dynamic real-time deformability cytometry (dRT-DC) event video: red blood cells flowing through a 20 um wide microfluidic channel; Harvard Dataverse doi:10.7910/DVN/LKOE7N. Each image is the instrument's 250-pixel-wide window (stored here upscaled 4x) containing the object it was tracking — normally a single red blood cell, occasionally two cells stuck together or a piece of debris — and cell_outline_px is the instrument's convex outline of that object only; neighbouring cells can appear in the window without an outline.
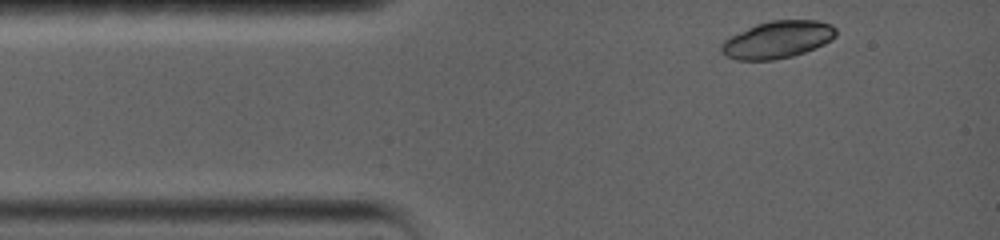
{"species": "common noctule bat (a hibernating species)", "species_latin": "Nyctalus noctula", "temperature_condition": "warm", "stored_images_in_passage": 3, "camera_frame_rate_fps": 5000, "um_per_image_px": 0.085, "animal": {"sex": "female", "body_mass_g": 19.0, "forearm_length_mm": 56.7}, "frame": {"image": 1, "passage_image": 1, "time_ms": 0.0, "image_size_px": [1000, 240], "cell_outline_px": [[836, 36], [832, 40], [824, 44], [804, 52], [792, 56], [772, 60], [736, 60], [720, 52], [720, 44], [728, 36], [756, 24], [772, 20], [816, 20], [832, 24], [836, 28]], "centroid_in_image_um": [66.07, 3.36], "position_along_channel_um": 18.9, "area_um2": 25.03}}
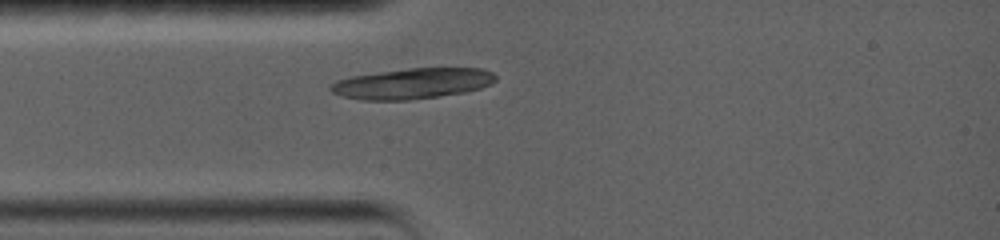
{"frame": {"image": 2, "passage_image": 3, "time_ms": 2.0, "image_size_px": [1000, 240], "cell_outline_px": [[496, 80], [480, 88], [464, 92], [440, 96], [408, 100], [360, 100], [340, 96], [332, 92], [328, 88], [328, 84], [336, 80], [352, 76], [408, 68], [484, 68], [492, 72], [496, 76]], "centroid_in_image_um": [35.0, 7.1], "position_along_channel_um": 50.0, "area_um2": 29.54}}